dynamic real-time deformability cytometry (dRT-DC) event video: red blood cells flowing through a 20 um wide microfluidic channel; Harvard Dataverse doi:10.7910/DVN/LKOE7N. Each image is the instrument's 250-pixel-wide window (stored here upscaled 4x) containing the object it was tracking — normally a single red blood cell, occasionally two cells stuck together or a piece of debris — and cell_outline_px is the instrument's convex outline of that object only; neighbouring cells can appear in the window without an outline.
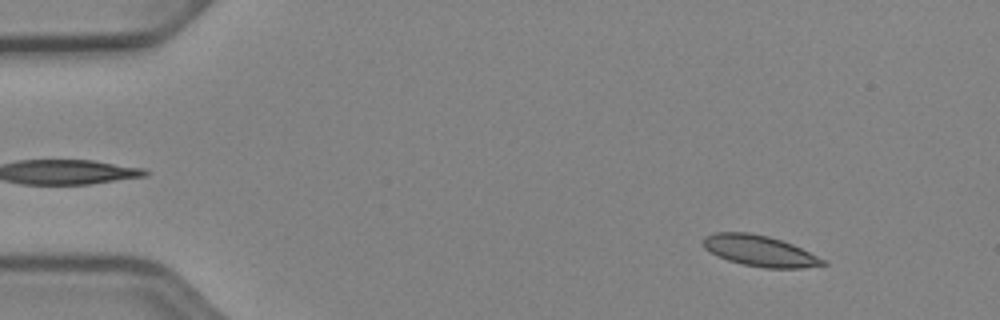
{"species": "Egyptian fruit bat (a non-hibernating species)", "species_latin": "Rousettus aegyptiacus", "temperature_condition": "cold", "stored_images_in_passage": 52, "camera_frame_rate_fps": 3000, "um_per_image_px": 0.085, "animal": {"sex": "female"}, "frame": {"image": 1, "passage_image": 6, "time_ms": 1.667, "image_size_px": [1000, 320], "cell_outline_px": [[828, 264], [800, 268], [764, 268], [744, 264], [728, 260], [704, 248], [700, 244], [700, 240], [704, 236], [716, 232], [748, 232], [768, 236], [792, 244], [824, 260]], "centroid_in_image_um": [64.51, 21.31], "position_along_channel_um": 20.5, "area_um2": 21.33}}
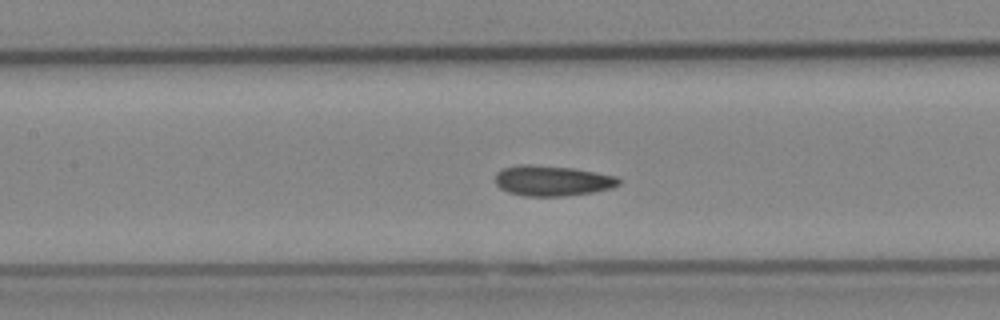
{"frame": {"image": 2, "passage_image": 24, "time_ms": 7.667, "image_size_px": [1000, 320], "cell_outline_px": [[620, 184], [612, 188], [592, 192], [564, 196], [524, 196], [508, 192], [500, 188], [496, 184], [496, 172], [504, 168], [520, 164], [532, 164], [572, 168], [596, 172], [616, 176], [620, 180]], "centroid_in_image_um": [46.93, 15.36], "position_along_channel_um": 160.5, "area_um2": 21.91}}
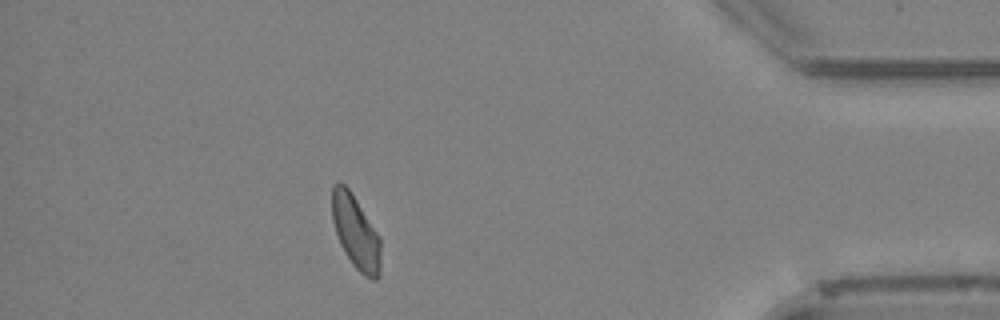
{"frame": {"image": 3, "passage_image": 46, "time_ms": 15.0, "image_size_px": [1000, 320], "cell_outline_px": [[380, 276], [376, 280], [372, 280], [364, 276], [352, 264], [344, 252], [340, 244], [332, 220], [332, 188], [340, 180], [348, 188], [380, 236]], "centroid_in_image_um": [30.24, 19.77], "position_along_channel_um": 405.0, "area_um2": 20.81}, "authors_computed_cell_mechanics": {"area_um2": 21.3282, "velocity_mm_per_s": 3.9215, "shape_relaxation_time_tau1_ms": 8.1824, "shape_relaxation_time_tau2_ms": 2.714, "deformation_change_tau1": 0.129, "deformation_change_tau2": 0.0752}}